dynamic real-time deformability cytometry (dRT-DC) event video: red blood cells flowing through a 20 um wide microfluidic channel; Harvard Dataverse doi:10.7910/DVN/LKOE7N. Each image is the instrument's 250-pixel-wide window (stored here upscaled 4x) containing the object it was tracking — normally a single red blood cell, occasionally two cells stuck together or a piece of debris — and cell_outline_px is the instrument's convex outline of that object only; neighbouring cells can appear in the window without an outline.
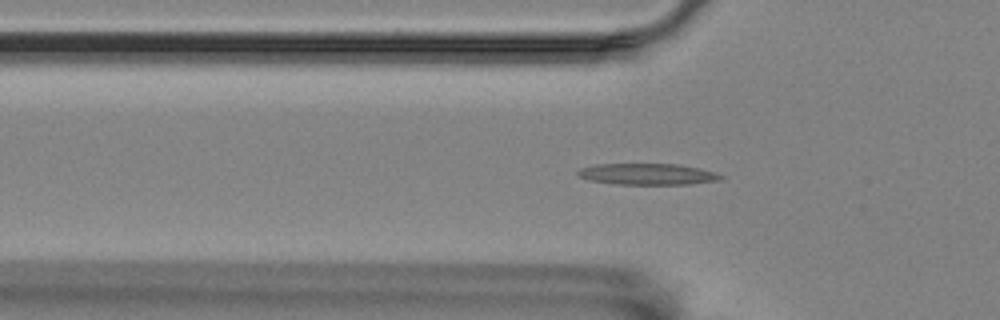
{"species": "Egyptian fruit bat (a non-hibernating species)", "species_latin": "Rousettus aegyptiacus", "temperature_condition": "room temperature", "stored_images_in_passage": 56, "camera_frame_rate_fps": 3000, "um_per_image_px": 0.085, "animal": {"sex": "female"}, "frame": {"image": 1, "passage_image": 18, "time_ms": 5.667, "image_size_px": [1000, 320], "cell_outline_px": [[724, 180], [692, 184], [612, 184], [588, 180], [580, 176], [576, 172], [580, 168], [596, 164], [680, 164], [700, 168], [724, 176]], "centroid_in_image_um": [55.06, 14.8], "position_along_channel_um": 70.7, "area_um2": 17.86}}
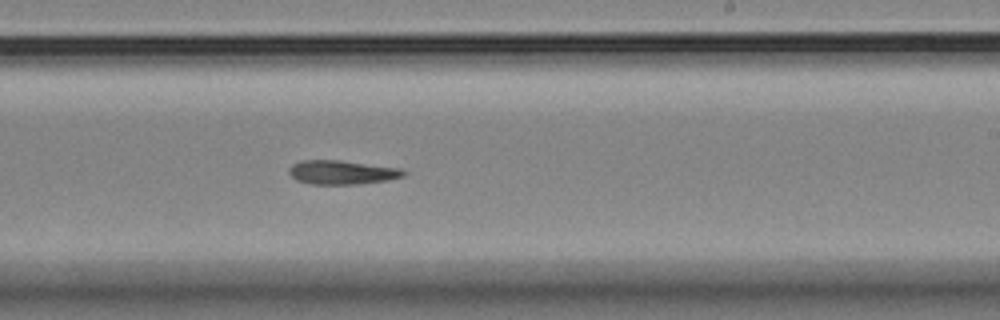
{"frame": {"image": 2, "passage_image": 34, "time_ms": 11.0, "image_size_px": [1000, 320], "cell_outline_px": [[404, 176], [384, 180], [356, 184], [312, 184], [296, 180], [288, 172], [288, 168], [292, 164], [300, 160], [340, 160], [400, 168], [404, 172]], "centroid_in_image_um": [28.99, 14.64], "position_along_channel_um": 260.0, "area_um2": 15.84}}
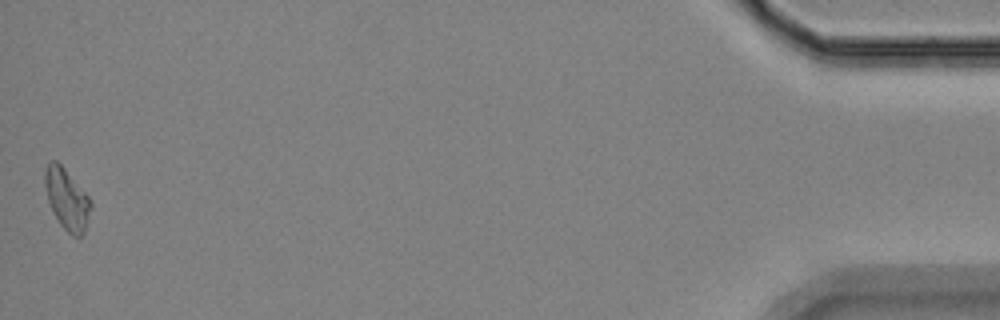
{"frame": {"image": 3, "passage_image": 56, "time_ms": 18.333, "image_size_px": [1000, 320], "cell_outline_px": [[92, 208], [84, 232], [80, 236], [72, 236], [60, 224], [52, 212], [48, 200], [44, 184], [44, 168], [52, 160], [56, 160], [64, 168], [88, 196], [92, 204]], "centroid_in_image_um": [5.67, 16.93], "position_along_channel_um": 429.5, "area_um2": 16.24}}